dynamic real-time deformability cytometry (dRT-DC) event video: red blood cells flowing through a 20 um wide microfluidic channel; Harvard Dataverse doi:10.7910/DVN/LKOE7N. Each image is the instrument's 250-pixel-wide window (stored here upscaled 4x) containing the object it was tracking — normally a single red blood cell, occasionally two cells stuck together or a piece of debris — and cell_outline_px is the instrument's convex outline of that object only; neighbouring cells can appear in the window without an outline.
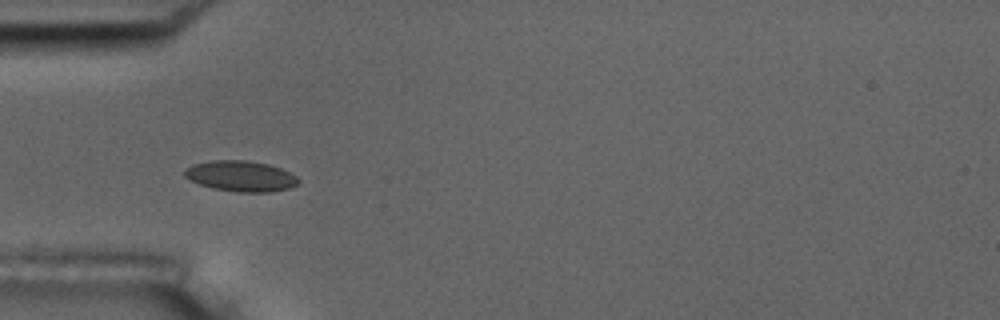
{"species": "common noctule bat (a hibernating species)", "species_latin": "Nyctalus noctula", "temperature_condition": "room temperature", "stored_images_in_passage": 5, "camera_frame_rate_fps": 3000, "um_per_image_px": 0.085, "animal": {"sex": "male", "body_mass_g": 17.5, "forearm_length_mm": 52.3}, "frame": {"image": 1, "passage_image": 4, "time_ms": 3.667, "image_size_px": [1000, 320], "cell_outline_px": [[300, 180], [296, 184], [288, 188], [272, 192], [240, 192], [212, 188], [200, 184], [184, 176], [184, 168], [196, 164], [212, 160], [244, 160], [268, 164], [280, 168], [296, 176]], "centroid_in_image_um": [20.46, 14.97], "position_along_channel_um": 64.5, "area_um2": 20.11}}